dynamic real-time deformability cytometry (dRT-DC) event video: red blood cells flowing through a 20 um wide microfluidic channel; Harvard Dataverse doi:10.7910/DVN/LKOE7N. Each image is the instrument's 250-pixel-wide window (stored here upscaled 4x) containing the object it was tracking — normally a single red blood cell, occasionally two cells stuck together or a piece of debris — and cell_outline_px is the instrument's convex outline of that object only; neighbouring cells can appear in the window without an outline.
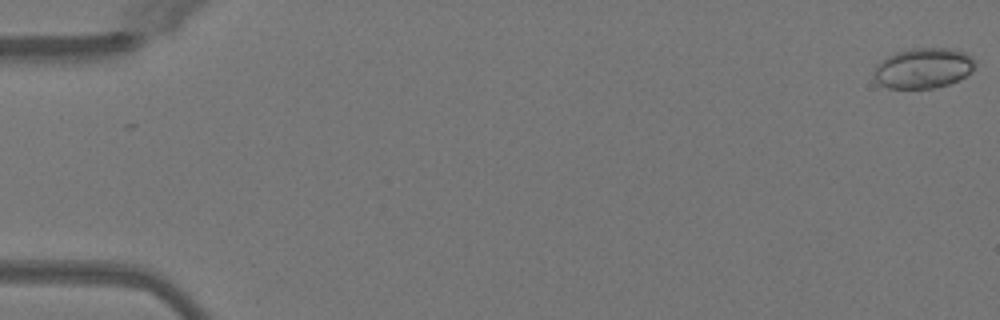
{"species": "Egyptian fruit bat (a non-hibernating species)", "species_latin": "Rousettus aegyptiacus", "temperature_condition": "warm", "stored_images_in_passage": 51, "camera_frame_rate_fps": 3000, "um_per_image_px": 0.085, "animal": {"sex": "female"}, "frame": {"image": 1, "passage_image": 1, "time_ms": 0.0, "image_size_px": [1000, 320], "cell_outline_px": [[976, 64], [972, 72], [960, 80], [936, 88], [888, 88], [880, 84], [872, 76], [872, 72], [876, 64], [880, 60], [896, 52], [908, 48], [952, 48], [964, 52], [972, 56]], "centroid_in_image_um": [78.48, 5.78], "position_along_channel_um": 6.5, "area_um2": 24.22}}
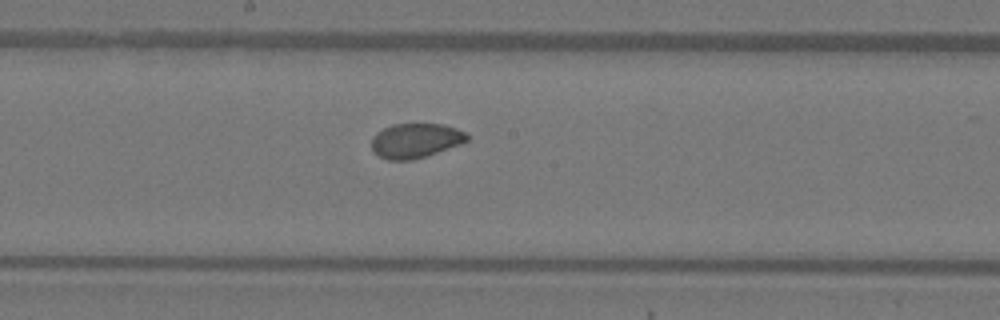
{"frame": {"image": 2, "passage_image": 28, "time_ms": 9.0, "image_size_px": [1000, 320], "cell_outline_px": [[468, 140], [460, 144], [412, 160], [388, 160], [380, 156], [372, 148], [372, 136], [376, 132], [392, 124], [444, 124], [456, 128], [464, 132], [468, 136]], "centroid_in_image_um": [35.3, 11.94], "position_along_channel_um": 212.9, "area_um2": 19.02}}
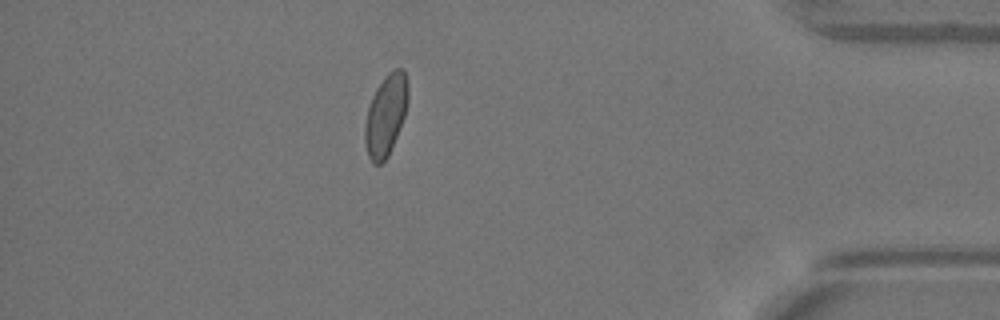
{"frame": {"image": 3, "passage_image": 45, "time_ms": 14.667, "image_size_px": [1000, 320], "cell_outline_px": [[408, 104], [404, 116], [388, 156], [380, 164], [372, 164], [368, 156], [364, 144], [364, 124], [368, 108], [372, 96], [376, 88], [384, 76], [388, 72], [396, 68], [404, 68], [408, 84]], "centroid_in_image_um": [32.78, 9.76], "position_along_channel_um": 402.4, "area_um2": 20.58}, "authors_computed_cell_mechanics": {"area_um2": 20.4612, "velocity_mm_per_s": 4.058, "shape_relaxation_time_tau1_ms": 6.8654, "shape_relaxation_time_tau2_ms": 0.7091, "deformation_change_tau1": 0.1032, "deformation_change_tau2": 0.0423}}